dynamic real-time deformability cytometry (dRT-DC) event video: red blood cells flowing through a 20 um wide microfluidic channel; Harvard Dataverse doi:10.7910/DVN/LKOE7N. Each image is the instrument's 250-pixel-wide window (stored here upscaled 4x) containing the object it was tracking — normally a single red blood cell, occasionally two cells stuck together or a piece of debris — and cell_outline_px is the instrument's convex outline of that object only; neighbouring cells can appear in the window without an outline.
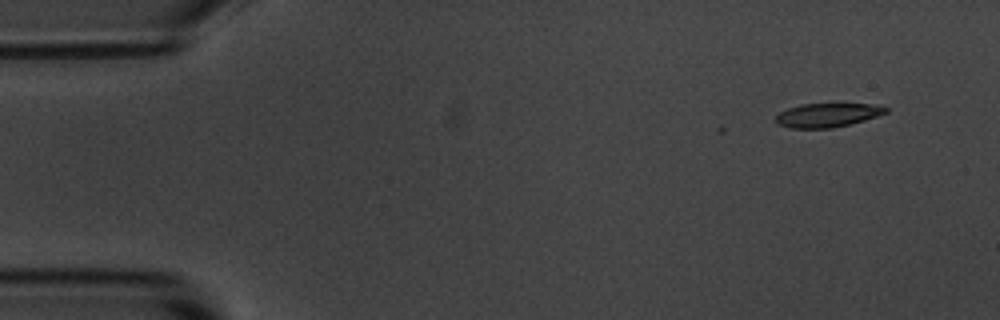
{"species": "common noctule bat (a hibernating species)", "species_latin": "Nyctalus noctula", "temperature_condition": "room temperature", "stored_images_in_passage": 7, "camera_frame_rate_fps": 3000, "um_per_image_px": 0.085, "animal": {"sex": "male", "body_mass_g": 20.1, "forearm_length_mm": 53.5}, "frame": {"image": 1, "passage_image": 1, "time_ms": 0.0, "image_size_px": [1000, 320], "cell_outline_px": [[888, 112], [864, 120], [832, 128], [788, 128], [776, 124], [776, 116], [780, 112], [788, 108], [800, 104], [880, 104], [888, 108]], "centroid_in_image_um": [70.32, 9.78], "position_along_channel_um": 14.7, "area_um2": 15.32}}
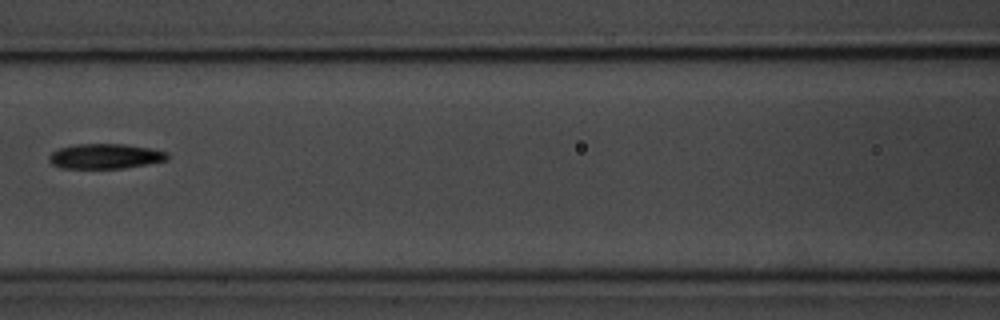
{"frame": {"image": 2, "passage_image": 6, "time_ms": 6.667, "image_size_px": [1000, 320], "cell_outline_px": [[168, 160], [148, 164], [124, 168], [60, 168], [52, 164], [48, 160], [48, 156], [52, 152], [60, 148], [76, 144], [124, 144], [148, 148], [168, 152]], "centroid_in_image_um": [8.93, 13.28], "position_along_channel_um": 157.7, "area_um2": 17.22}}
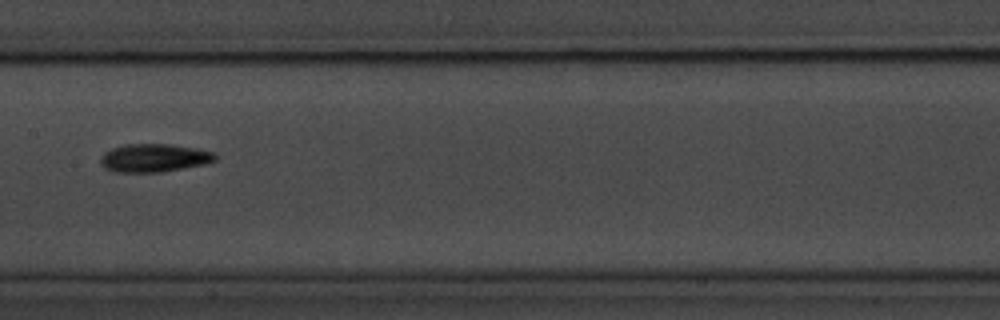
{"frame": {"image": 3, "passage_image": 7, "time_ms": 7.667, "image_size_px": [1000, 320], "cell_outline_px": [[216, 160], [204, 164], [160, 172], [116, 172], [104, 168], [100, 164], [100, 156], [104, 152], [112, 148], [124, 144], [172, 144], [196, 148], [216, 152]], "centroid_in_image_um": [13.08, 13.41], "position_along_channel_um": 194.3, "area_um2": 18.96}}